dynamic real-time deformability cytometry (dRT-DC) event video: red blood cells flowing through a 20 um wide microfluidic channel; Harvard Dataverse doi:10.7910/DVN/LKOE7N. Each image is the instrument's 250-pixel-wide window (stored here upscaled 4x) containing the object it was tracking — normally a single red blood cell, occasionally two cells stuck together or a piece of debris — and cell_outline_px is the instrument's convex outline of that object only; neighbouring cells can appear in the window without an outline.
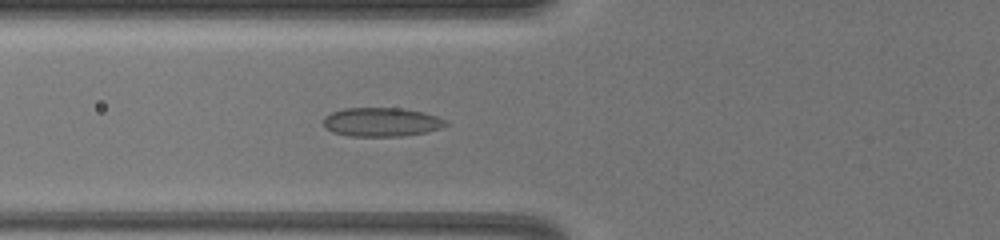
{"species": "common noctule bat (a hibernating species)", "species_latin": "Nyctalus noctula", "temperature_condition": "warm", "stored_images_in_passage": 26, "camera_frame_rate_fps": 3000, "um_per_image_px": 0.085, "animal": {"sex": "female", "body_mass_g": 19.5, "forearm_length_mm": 54.1}, "frame": {"image": 1, "passage_image": 4, "time_ms": 1.0, "image_size_px": [1000, 240], "cell_outline_px": [[452, 124], [440, 128], [424, 132], [400, 136], [352, 136], [332, 132], [324, 128], [324, 116], [332, 112], [344, 108], [404, 108], [424, 112], [448, 120]], "centroid_in_image_um": [32.45, 10.36], "position_along_channel_um": 93.3, "area_um2": 20.75}}
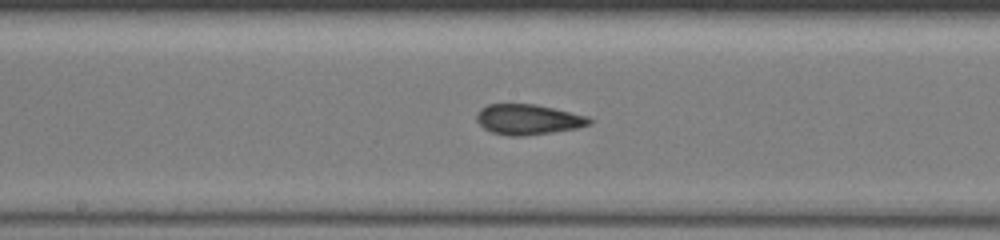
{"frame": {"image": 2, "passage_image": 13, "time_ms": 3.667, "image_size_px": [1000, 240], "cell_outline_px": [[592, 124], [576, 128], [552, 132], [524, 136], [508, 136], [492, 132], [484, 128], [476, 120], [476, 116], [480, 108], [488, 104], [536, 104], [588, 116], [592, 120]], "centroid_in_image_um": [44.88, 10.15], "position_along_channel_um": 203.3, "area_um2": 19.94}}
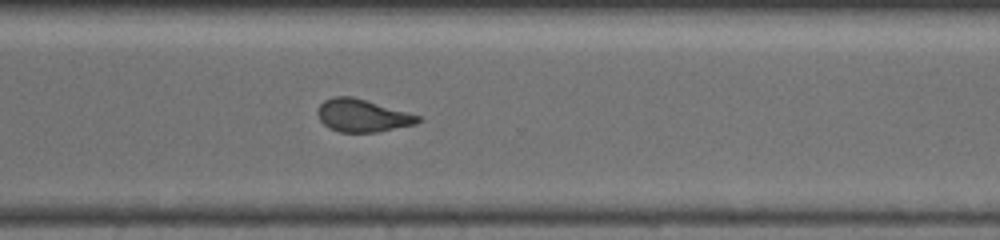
{"frame": {"image": 3, "passage_image": 25, "time_ms": 7.0, "image_size_px": [1000, 240], "cell_outline_px": [[424, 120], [416, 124], [376, 132], [340, 132], [328, 128], [320, 120], [316, 112], [320, 104], [324, 100], [332, 96], [352, 96], [408, 112], [420, 116]], "centroid_in_image_um": [30.8, 9.82], "position_along_channel_um": 339.8, "area_um2": 19.19}}